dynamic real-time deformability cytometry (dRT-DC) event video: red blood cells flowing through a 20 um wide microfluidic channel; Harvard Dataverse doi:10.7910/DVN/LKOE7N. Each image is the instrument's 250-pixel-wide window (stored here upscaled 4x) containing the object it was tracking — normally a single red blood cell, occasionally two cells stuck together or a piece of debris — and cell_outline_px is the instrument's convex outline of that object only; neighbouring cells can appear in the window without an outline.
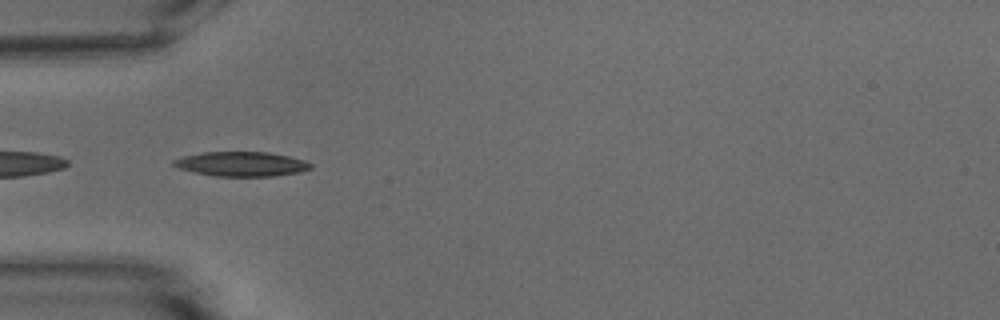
{"species": "common noctule bat (a hibernating species)", "species_latin": "Nyctalus noctula", "temperature_condition": "warm", "stored_images_in_passage": 18, "camera_frame_rate_fps": 3000, "um_per_image_px": 0.085, "animal": {"sex": "male", "body_mass_g": 15.6}, "frame": {"image": 1, "passage_image": 16, "time_ms": 5.0, "image_size_px": [1000, 320], "cell_outline_px": [[312, 168], [300, 172], [272, 176], [216, 176], [196, 172], [180, 168], [172, 164], [172, 160], [184, 156], [200, 152], [268, 152], [288, 156], [304, 160], [312, 164]], "centroid_in_image_um": [20.54, 13.93], "position_along_channel_um": 64.5, "area_um2": 19.48}}